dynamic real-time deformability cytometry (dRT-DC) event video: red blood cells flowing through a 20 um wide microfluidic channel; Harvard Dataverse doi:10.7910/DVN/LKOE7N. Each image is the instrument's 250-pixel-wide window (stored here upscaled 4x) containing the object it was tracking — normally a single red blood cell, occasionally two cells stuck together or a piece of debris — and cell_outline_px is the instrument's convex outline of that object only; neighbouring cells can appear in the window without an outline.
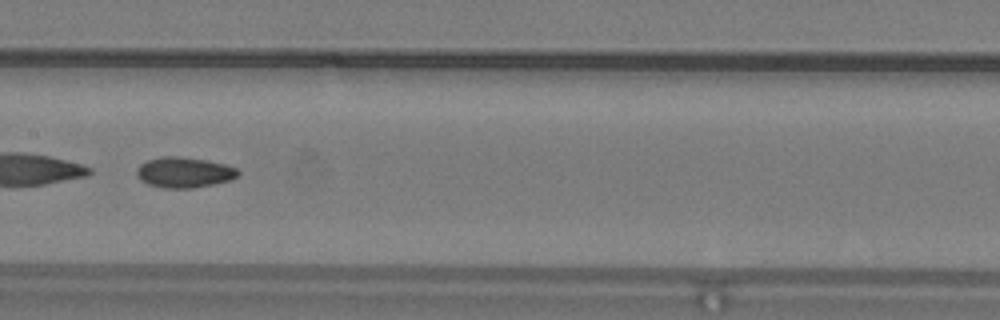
{"species": "common noctule bat (a hibernating species)", "species_latin": "Nyctalus noctula", "temperature_condition": "warm", "stored_images_in_passage": 34, "camera_frame_rate_fps": 3000, "um_per_image_px": 0.085, "animal": {"sex": "male", "body_mass_g": 19.2, "forearm_length_mm": 51.8}, "frame": {"image": 1, "passage_image": 15, "time_ms": 4.667, "image_size_px": [1000, 320], "cell_outline_px": [[240, 172], [232, 180], [192, 188], [160, 188], [148, 184], [140, 180], [136, 176], [136, 168], [140, 164], [148, 160], [160, 156], [180, 156], [208, 160], [224, 164], [236, 168]], "centroid_in_image_um": [15.62, 14.65], "position_along_channel_um": 191.8, "area_um2": 18.21}, "authors_computed_cell_mechanics": {"area_um2": 17.5134, "velocity_mm_per_s": 4.228, "shape_relaxation_time_tau1_ms": null, "shape_relaxation_time_tau2_ms": 2.5251, "deformation_change_tau1": null, "deformation_change_tau2": 0.0767}}